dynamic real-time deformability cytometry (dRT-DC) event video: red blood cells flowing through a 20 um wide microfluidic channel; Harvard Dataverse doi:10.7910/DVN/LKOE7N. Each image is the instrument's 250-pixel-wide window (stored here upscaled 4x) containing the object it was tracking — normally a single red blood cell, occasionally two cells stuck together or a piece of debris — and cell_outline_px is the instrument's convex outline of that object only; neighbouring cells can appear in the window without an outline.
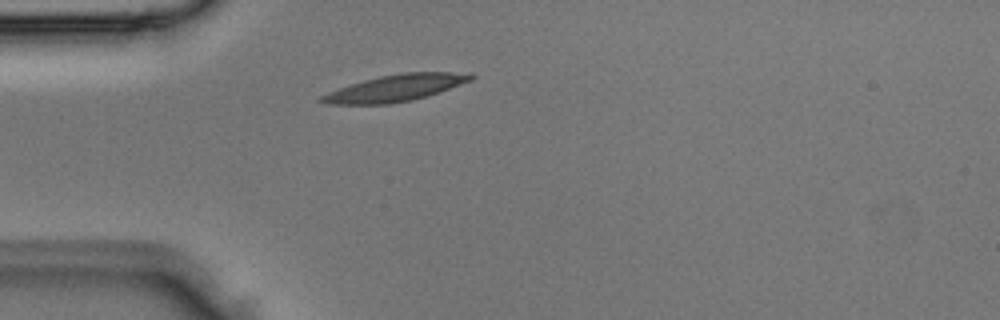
{"species": "Egyptian fruit bat (a non-hibernating species)", "species_latin": "Rousettus aegyptiacus", "temperature_condition": "room temperature", "stored_images_in_passage": 2, "camera_frame_rate_fps": 3000, "um_per_image_px": 0.085, "animal": {"sex": "male"}, "frame": {"image": 1, "passage_image": 2, "time_ms": 0.333, "image_size_px": [1000, 320], "cell_outline_px": [[476, 76], [472, 80], [428, 96], [412, 100], [388, 104], [328, 104], [316, 100], [320, 96], [328, 92], [364, 80], [380, 76], [404, 72], [452, 72]], "centroid_in_image_um": [33.58, 7.49], "position_along_channel_um": 51.4, "area_um2": 22.89}}